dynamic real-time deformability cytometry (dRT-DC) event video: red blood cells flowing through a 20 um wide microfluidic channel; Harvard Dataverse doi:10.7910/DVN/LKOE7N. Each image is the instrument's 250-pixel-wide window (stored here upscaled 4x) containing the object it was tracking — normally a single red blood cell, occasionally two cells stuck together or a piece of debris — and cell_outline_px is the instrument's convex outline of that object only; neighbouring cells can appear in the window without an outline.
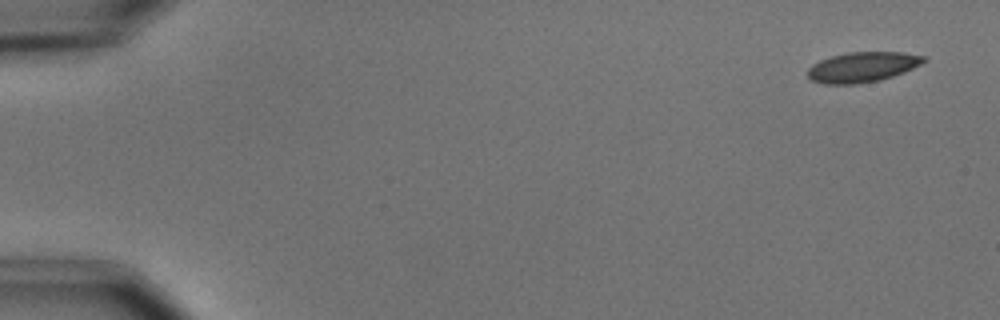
{"species": "common noctule bat (a hibernating species)", "species_latin": "Nyctalus noctula", "temperature_condition": "cold", "stored_images_in_passage": 4, "camera_frame_rate_fps": 3000, "um_per_image_px": 0.085, "animal": {"sex": "male", "body_mass_g": 15.6}, "frame": {"image": 1, "passage_image": 1, "time_ms": 0.0, "image_size_px": [1000, 320], "cell_outline_px": [[928, 60], [904, 72], [880, 80], [856, 84], [824, 84], [812, 80], [808, 76], [808, 68], [812, 64], [820, 60], [832, 56], [848, 52], [904, 52], [928, 56]], "centroid_in_image_um": [73.33, 5.69], "position_along_channel_um": 11.7, "area_um2": 20.46}}
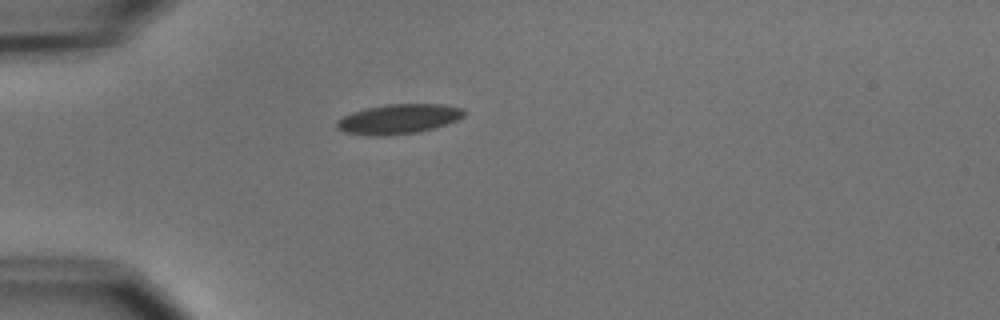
{"frame": {"image": 2, "passage_image": 4, "time_ms": 4.333, "image_size_px": [1000, 320], "cell_outline_px": [[468, 112], [464, 116], [456, 120], [432, 128], [416, 132], [344, 132], [336, 128], [336, 120], [352, 112], [368, 108], [388, 104], [444, 104], [464, 108]], "centroid_in_image_um": [33.98, 10.04], "position_along_channel_um": 51.0, "area_um2": 20.81}}